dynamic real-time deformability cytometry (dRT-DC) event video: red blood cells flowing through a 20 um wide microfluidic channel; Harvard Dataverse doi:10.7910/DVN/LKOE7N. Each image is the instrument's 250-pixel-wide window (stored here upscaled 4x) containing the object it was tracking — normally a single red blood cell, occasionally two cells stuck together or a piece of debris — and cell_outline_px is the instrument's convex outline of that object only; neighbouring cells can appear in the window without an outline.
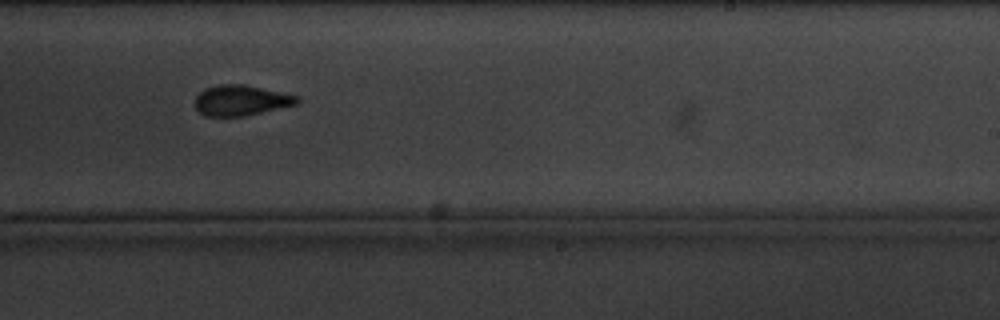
{"species": "common noctule bat (a hibernating species)", "species_latin": "Nyctalus noctula", "temperature_condition": "cold", "stored_images_in_passage": 10, "camera_frame_rate_fps": 3000, "um_per_image_px": 0.085, "animal": {"sex": "male", "body_mass_g": 20.1, "forearm_length_mm": 53.5}, "frame": {"image": 1, "passage_image": 9, "time_ms": 9.333, "image_size_px": [1000, 320], "cell_outline_px": [[300, 100], [296, 104], [244, 116], [204, 116], [196, 108], [196, 96], [204, 88], [220, 84], [244, 84], [300, 96]], "centroid_in_image_um": [20.48, 8.52], "position_along_channel_um": 268.5, "area_um2": 18.03}}
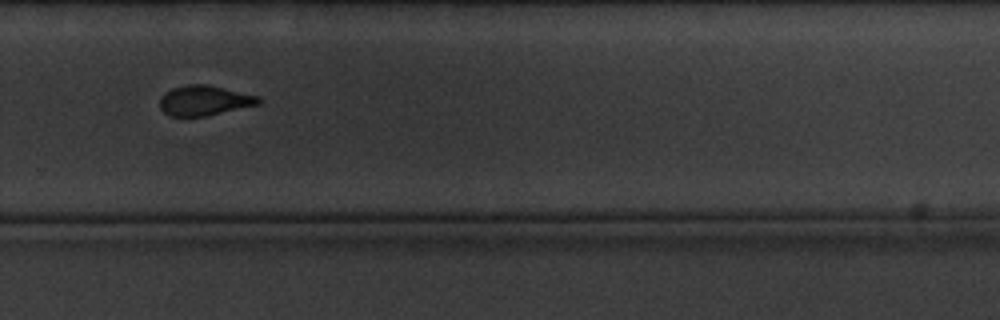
{"frame": {"image": 2, "passage_image": 10, "time_ms": 10.667, "image_size_px": [1000, 320], "cell_outline_px": [[264, 100], [260, 104], [204, 116], [168, 116], [160, 108], [160, 96], [164, 92], [172, 88], [188, 84], [208, 84], [260, 96]], "centroid_in_image_um": [17.38, 8.53], "position_along_channel_um": 312.4, "area_um2": 17.46}}